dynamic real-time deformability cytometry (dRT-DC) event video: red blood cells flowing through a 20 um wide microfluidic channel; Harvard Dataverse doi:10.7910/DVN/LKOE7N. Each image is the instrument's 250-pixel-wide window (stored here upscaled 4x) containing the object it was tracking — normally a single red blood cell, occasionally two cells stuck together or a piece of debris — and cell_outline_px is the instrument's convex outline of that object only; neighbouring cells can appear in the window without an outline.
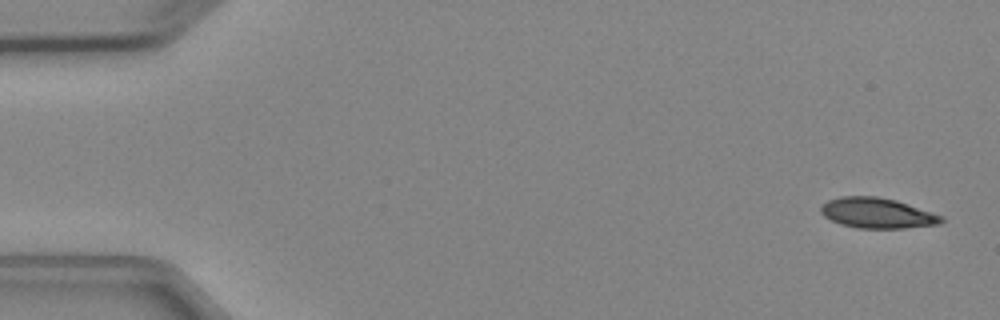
{"species": "Egyptian fruit bat (a non-hibernating species)", "species_latin": "Rousettus aegyptiacus", "temperature_condition": "cold", "stored_images_in_passage": 8, "camera_frame_rate_fps": 3000, "um_per_image_px": 0.085, "animal": {"sex": "female"}, "frame": {"image": 1, "passage_image": 1, "time_ms": 0.0, "image_size_px": [1000, 320], "cell_outline_px": [[944, 220], [940, 224], [904, 228], [856, 228], [840, 224], [824, 216], [820, 212], [820, 204], [828, 200], [840, 196], [876, 196], [896, 200], [944, 216]], "centroid_in_image_um": [74.54, 18.11], "position_along_channel_um": 10.5, "area_um2": 21.44}}
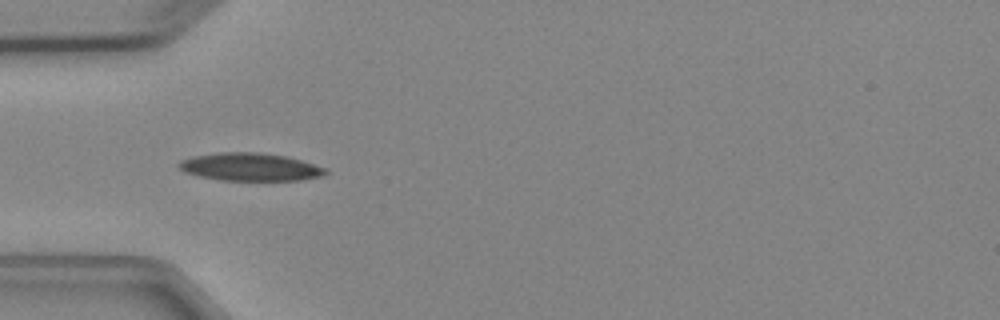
{"frame": {"image": 2, "passage_image": 5, "time_ms": 4.667, "image_size_px": [1000, 320], "cell_outline_px": [[328, 172], [324, 176], [300, 180], [220, 180], [200, 176], [184, 172], [176, 164], [180, 160], [192, 156], [220, 152], [260, 152], [288, 156], [328, 168]], "centroid_in_image_um": [21.29, 14.18], "position_along_channel_um": 63.7, "area_um2": 24.04}}